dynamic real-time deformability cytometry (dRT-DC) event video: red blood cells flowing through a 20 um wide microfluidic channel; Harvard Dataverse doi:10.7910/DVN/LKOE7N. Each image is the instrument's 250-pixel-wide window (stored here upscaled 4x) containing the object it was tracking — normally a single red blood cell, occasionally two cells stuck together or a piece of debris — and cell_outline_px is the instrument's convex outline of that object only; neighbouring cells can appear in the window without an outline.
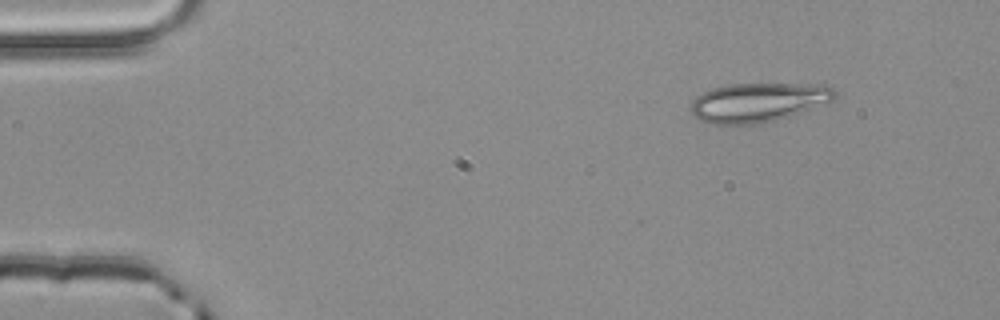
{"species": "common noctule bat (a hibernating species)", "species_latin": "Nyctalus noctula", "temperature_condition": "room temperature", "stored_images_in_passage": 3, "camera_frame_rate_fps": 3000, "um_per_image_px": 0.085, "animal": {"sex": "male", "body_mass_g": 20.4}, "frame": {"image": 1, "passage_image": 1, "time_ms": 0.0, "image_size_px": [1000, 320], "cell_outline_px": [[836, 96], [832, 100], [788, 116], [776, 120], [756, 124], [712, 124], [700, 120], [692, 116], [692, 100], [696, 96], [712, 88], [728, 84], [832, 84], [836, 92]], "centroid_in_image_um": [64.44, 8.68], "position_along_channel_um": 20.6, "area_um2": 32.77}}